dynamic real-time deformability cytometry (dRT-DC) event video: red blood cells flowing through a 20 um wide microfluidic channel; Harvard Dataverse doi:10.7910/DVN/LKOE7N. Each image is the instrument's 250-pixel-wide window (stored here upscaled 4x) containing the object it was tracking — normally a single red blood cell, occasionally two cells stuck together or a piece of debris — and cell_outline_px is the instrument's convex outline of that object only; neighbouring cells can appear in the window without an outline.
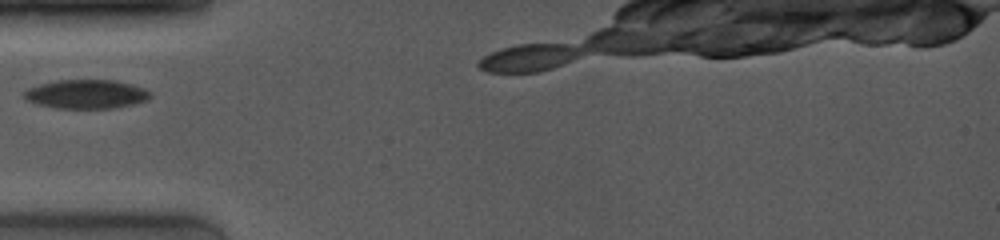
{"species": "common noctule bat (a hibernating species)", "species_latin": "Nyctalus noctula", "temperature_condition": "room temperature", "stored_images_in_passage": 2, "segment_of_instrument_passage": [1, 2], "camera_frame_rate_fps": 4000, "um_per_image_px": 0.085, "animal": {"sex": "female", "body_mass_g": 19.0, "forearm_length_mm": 53.3}, "frame": {"image": 1, "passage_image": 1, "time_ms": 0.0, "image_size_px": [1000, 240], "cell_outline_px": [[152, 96], [148, 100], [132, 104], [112, 108], [56, 108], [36, 104], [20, 96], [28, 88], [40, 84], [56, 80], [116, 80], [132, 84], [144, 88], [152, 92]], "centroid_in_image_um": [7.34, 8.0], "position_along_channel_um": 77.7, "area_um2": 21.44}}